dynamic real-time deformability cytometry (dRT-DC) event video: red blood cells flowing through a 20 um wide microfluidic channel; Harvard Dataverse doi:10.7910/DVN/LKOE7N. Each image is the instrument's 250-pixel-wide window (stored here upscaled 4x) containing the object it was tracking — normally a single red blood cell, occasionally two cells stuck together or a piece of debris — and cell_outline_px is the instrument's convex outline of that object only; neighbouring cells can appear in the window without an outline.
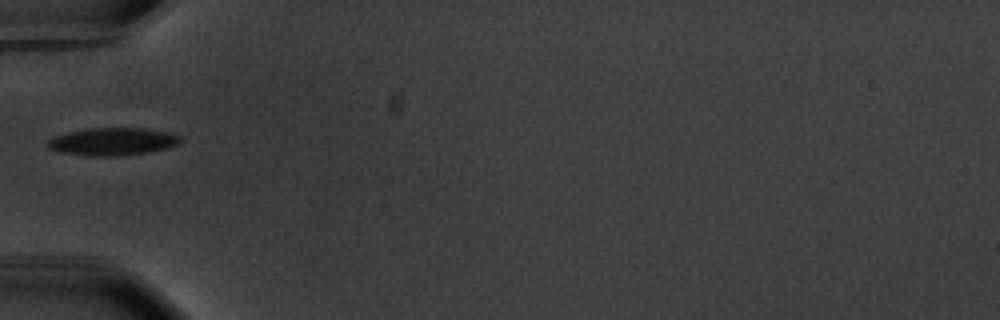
{"species": "common noctule bat (a hibernating species)", "species_latin": "Nyctalus noctula", "temperature_condition": "warm", "stored_images_in_passage": 38, "camera_frame_rate_fps": 3000, "um_per_image_px": 0.085, "animal": {"sex": "male", "body_mass_g": 20.1, "forearm_length_mm": 53.5}, "frame": {"image": 1, "passage_image": 1, "time_ms": 0.0, "image_size_px": [1000, 320], "cell_outline_px": [[180, 140], [176, 144], [168, 148], [148, 152], [116, 156], [88, 156], [60, 152], [48, 148], [44, 144], [48, 140], [56, 136], [68, 132], [84, 128], [144, 128], [168, 132], [180, 136]], "centroid_in_image_um": [9.52, 12.03], "position_along_channel_um": 75.5, "area_um2": 21.39}}
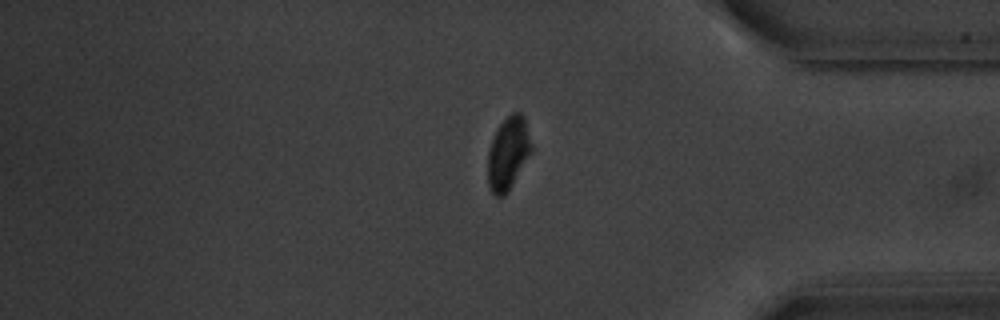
{"frame": {"image": 2, "passage_image": 29, "time_ms": 9.333, "image_size_px": [1000, 320], "cell_outline_px": [[532, 152], [508, 192], [504, 196], [496, 196], [492, 192], [488, 184], [488, 152], [492, 140], [500, 124], [512, 112], [520, 112], [524, 116], [532, 144]], "centroid_in_image_um": [43.21, 13.04], "position_along_channel_um": 392.0, "area_um2": 18.44}}
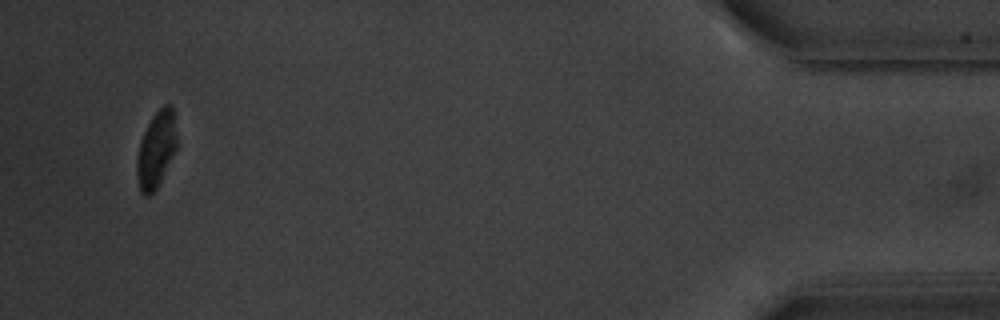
{"frame": {"image": 3, "passage_image": 36, "time_ms": 11.667, "image_size_px": [1000, 320], "cell_outline_px": [[176, 148], [156, 188], [148, 196], [140, 192], [136, 176], [136, 156], [140, 140], [152, 116], [164, 104], [172, 104], [176, 136]], "centroid_in_image_um": [13.24, 12.69], "position_along_channel_um": 422.0, "area_um2": 17.51}, "authors_computed_cell_mechanics": {"area_um2": 20.6924, "velocity_mm_per_s": 3.5622, "shape_relaxation_time_tau1_ms": 2.4594, "shape_relaxation_time_tau2_ms": 4.1906, "deformation_change_tau1": 0.1134, "deformation_change_tau2": 0.0886}}